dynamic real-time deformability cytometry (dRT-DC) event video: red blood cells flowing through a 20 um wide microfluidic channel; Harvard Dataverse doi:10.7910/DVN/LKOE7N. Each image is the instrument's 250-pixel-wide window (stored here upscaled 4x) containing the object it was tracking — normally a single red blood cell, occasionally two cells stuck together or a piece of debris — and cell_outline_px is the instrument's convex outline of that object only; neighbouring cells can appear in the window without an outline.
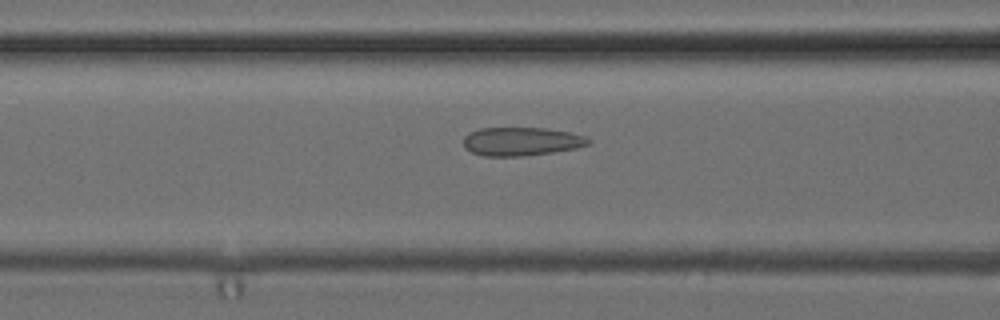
{"species": "common noctule bat (a hibernating species)", "species_latin": "Nyctalus noctula", "temperature_condition": "cold", "stored_images_in_passage": 52, "camera_frame_rate_fps": 3000, "um_per_image_px": 0.085, "animal": {"sex": "female", "body_mass_g": 24.6, "forearm_length_mm": 56.2}, "frame": {"image": 1, "passage_image": 21, "time_ms": 6.667, "image_size_px": [1000, 320], "cell_outline_px": [[592, 140], [588, 144], [576, 148], [552, 152], [520, 156], [484, 156], [472, 152], [464, 148], [464, 136], [480, 128], [548, 128], [568, 132], [584, 136]], "centroid_in_image_um": [44.31, 12.02], "position_along_channel_um": 122.3, "area_um2": 20.58}}
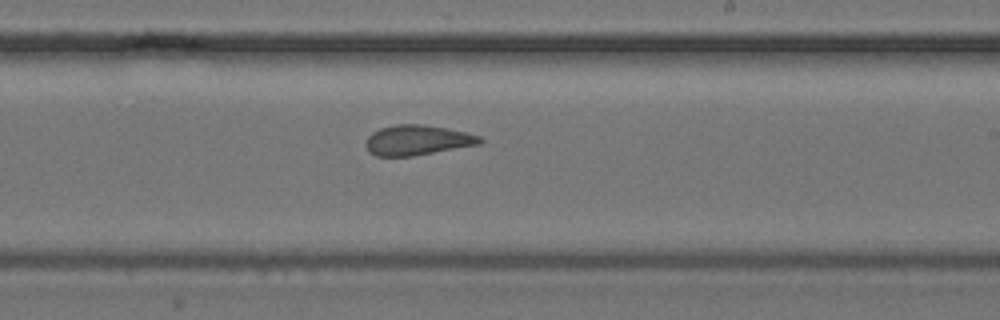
{"frame": {"image": 2, "passage_image": 31, "time_ms": 10.0, "image_size_px": [1000, 320], "cell_outline_px": [[484, 140], [480, 144], [412, 156], [376, 156], [368, 152], [364, 144], [368, 136], [372, 132], [380, 128], [396, 124], [424, 124], [448, 128], [468, 132], [480, 136]], "centroid_in_image_um": [35.46, 11.9], "position_along_channel_um": 253.5, "area_um2": 20.23}}
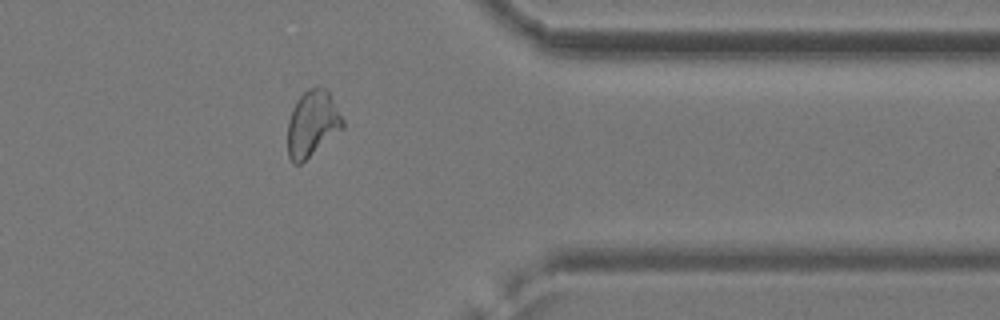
{"frame": {"image": 3, "passage_image": 42, "time_ms": 13.667, "image_size_px": [1000, 320], "cell_outline_px": [[344, 128], [300, 164], [296, 164], [288, 156], [288, 120], [292, 108], [296, 100], [308, 88], [324, 88], [328, 92], [344, 120]], "centroid_in_image_um": [26.54, 10.51], "position_along_channel_um": 384.9, "area_um2": 20.92}, "authors_computed_cell_mechanics": {"area_um2": 21.2415, "velocity_mm_per_s": 3.9432, "shape_relaxation_time_tau1_ms": null, "shape_relaxation_time_tau2_ms": 1.4596, "deformation_change_tau1": null, "deformation_change_tau2": 0.0786}}